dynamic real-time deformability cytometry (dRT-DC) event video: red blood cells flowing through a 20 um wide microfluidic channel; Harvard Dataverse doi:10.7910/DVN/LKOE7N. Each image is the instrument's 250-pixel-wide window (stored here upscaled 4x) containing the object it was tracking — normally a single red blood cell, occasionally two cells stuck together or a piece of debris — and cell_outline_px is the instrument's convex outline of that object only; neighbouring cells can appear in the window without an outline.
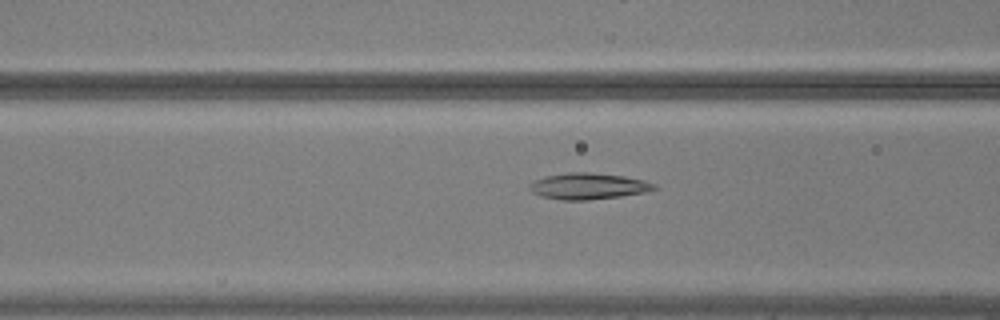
{"species": "common noctule bat (a hibernating species)", "species_latin": "Nyctalus noctula", "temperature_condition": "warm", "stored_images_in_passage": 27, "camera_frame_rate_fps": 3000, "um_per_image_px": 0.085, "animal": {"sex": "male", "body_mass_g": 20.5, "forearm_length_mm": 52.5}, "frame": {"image": 1, "passage_image": 8, "time_ms": 2.333, "image_size_px": [1000, 320], "cell_outline_px": [[660, 188], [644, 192], [620, 196], [588, 200], [560, 200], [540, 196], [532, 192], [528, 188], [528, 184], [544, 176], [568, 172], [588, 172], [624, 176], [644, 180], [656, 184]], "centroid_in_image_um": [49.99, 15.82], "position_along_channel_um": 116.6, "area_um2": 19.19}}
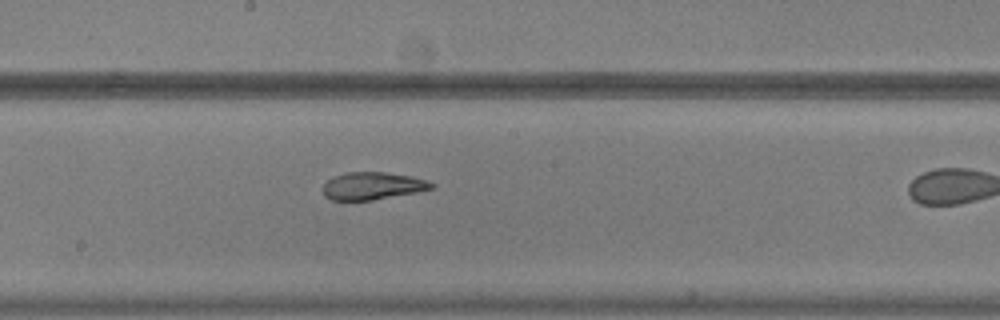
{"frame": {"image": 2, "passage_image": 16, "time_ms": 5.0, "image_size_px": [1000, 320], "cell_outline_px": [[436, 188], [416, 192], [372, 200], [332, 200], [324, 196], [324, 184], [332, 176], [348, 172], [384, 172], [412, 176], [436, 184]], "centroid_in_image_um": [31.68, 15.8], "position_along_channel_um": 216.5, "area_um2": 17.34}}
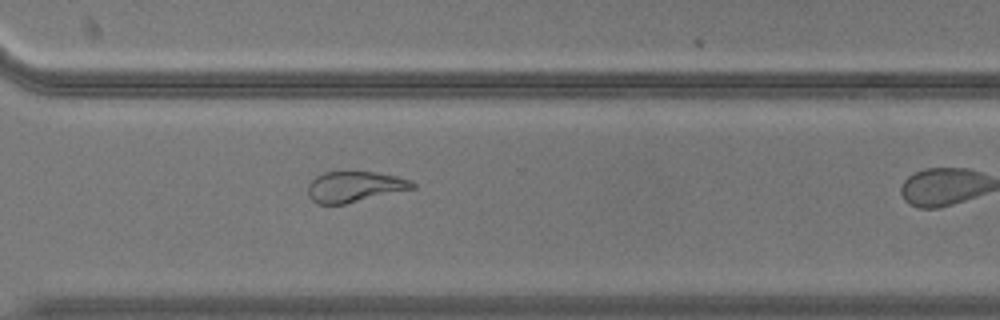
{"frame": {"image": 3, "passage_image": 26, "time_ms": 8.333, "image_size_px": [1000, 320], "cell_outline_px": [[416, 188], [344, 204], [316, 204], [308, 196], [308, 184], [316, 176], [324, 172], [376, 172], [396, 176], [408, 180], [416, 184]], "centroid_in_image_um": [30.12, 15.87], "position_along_channel_um": 340.5, "area_um2": 18.61}}